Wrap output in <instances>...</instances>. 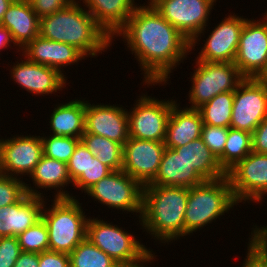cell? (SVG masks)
<instances>
[{
    "label": "cell",
    "instance_id": "cell-1",
    "mask_svg": "<svg viewBox=\"0 0 267 267\" xmlns=\"http://www.w3.org/2000/svg\"><path fill=\"white\" fill-rule=\"evenodd\" d=\"M147 3L136 8L114 37L127 42L140 64L143 85L149 87L168 82L172 70L190 54V41Z\"/></svg>",
    "mask_w": 267,
    "mask_h": 267
},
{
    "label": "cell",
    "instance_id": "cell-2",
    "mask_svg": "<svg viewBox=\"0 0 267 267\" xmlns=\"http://www.w3.org/2000/svg\"><path fill=\"white\" fill-rule=\"evenodd\" d=\"M74 1L62 10L40 19L39 35L74 46L85 57H96L112 46V39L91 14Z\"/></svg>",
    "mask_w": 267,
    "mask_h": 267
},
{
    "label": "cell",
    "instance_id": "cell-3",
    "mask_svg": "<svg viewBox=\"0 0 267 267\" xmlns=\"http://www.w3.org/2000/svg\"><path fill=\"white\" fill-rule=\"evenodd\" d=\"M188 193L187 187L143 186L139 220L142 229L165 244L184 237Z\"/></svg>",
    "mask_w": 267,
    "mask_h": 267
},
{
    "label": "cell",
    "instance_id": "cell-4",
    "mask_svg": "<svg viewBox=\"0 0 267 267\" xmlns=\"http://www.w3.org/2000/svg\"><path fill=\"white\" fill-rule=\"evenodd\" d=\"M235 205L231 183L227 176L207 180L189 188L187 208L184 216L185 236L201 230L222 216ZM202 227V228H201Z\"/></svg>",
    "mask_w": 267,
    "mask_h": 267
},
{
    "label": "cell",
    "instance_id": "cell-5",
    "mask_svg": "<svg viewBox=\"0 0 267 267\" xmlns=\"http://www.w3.org/2000/svg\"><path fill=\"white\" fill-rule=\"evenodd\" d=\"M52 201L48 208L44 203L41 214L48 228L49 250L70 254L86 238L88 217L75 198Z\"/></svg>",
    "mask_w": 267,
    "mask_h": 267
},
{
    "label": "cell",
    "instance_id": "cell-6",
    "mask_svg": "<svg viewBox=\"0 0 267 267\" xmlns=\"http://www.w3.org/2000/svg\"><path fill=\"white\" fill-rule=\"evenodd\" d=\"M195 70L191 75L192 86L188 98L189 109H198L217 94L235 91L245 79L234 62H206L195 60Z\"/></svg>",
    "mask_w": 267,
    "mask_h": 267
},
{
    "label": "cell",
    "instance_id": "cell-7",
    "mask_svg": "<svg viewBox=\"0 0 267 267\" xmlns=\"http://www.w3.org/2000/svg\"><path fill=\"white\" fill-rule=\"evenodd\" d=\"M148 2L190 41V51H192L206 30L216 0H148Z\"/></svg>",
    "mask_w": 267,
    "mask_h": 267
},
{
    "label": "cell",
    "instance_id": "cell-8",
    "mask_svg": "<svg viewBox=\"0 0 267 267\" xmlns=\"http://www.w3.org/2000/svg\"><path fill=\"white\" fill-rule=\"evenodd\" d=\"M86 237L119 265L139 262L151 251L131 231L97 217L88 218Z\"/></svg>",
    "mask_w": 267,
    "mask_h": 267
},
{
    "label": "cell",
    "instance_id": "cell-9",
    "mask_svg": "<svg viewBox=\"0 0 267 267\" xmlns=\"http://www.w3.org/2000/svg\"><path fill=\"white\" fill-rule=\"evenodd\" d=\"M143 186L123 170L112 171L90 187L86 193L108 208L134 212L141 217Z\"/></svg>",
    "mask_w": 267,
    "mask_h": 267
},
{
    "label": "cell",
    "instance_id": "cell-10",
    "mask_svg": "<svg viewBox=\"0 0 267 267\" xmlns=\"http://www.w3.org/2000/svg\"><path fill=\"white\" fill-rule=\"evenodd\" d=\"M135 105L127 111L129 136L132 138L164 142L167 123L175 100H159L155 97L138 96Z\"/></svg>",
    "mask_w": 267,
    "mask_h": 267
},
{
    "label": "cell",
    "instance_id": "cell-11",
    "mask_svg": "<svg viewBox=\"0 0 267 267\" xmlns=\"http://www.w3.org/2000/svg\"><path fill=\"white\" fill-rule=\"evenodd\" d=\"M267 118V83L245 78L234 91L230 128L253 131Z\"/></svg>",
    "mask_w": 267,
    "mask_h": 267
},
{
    "label": "cell",
    "instance_id": "cell-12",
    "mask_svg": "<svg viewBox=\"0 0 267 267\" xmlns=\"http://www.w3.org/2000/svg\"><path fill=\"white\" fill-rule=\"evenodd\" d=\"M262 16L247 18L240 34L234 63L245 78H258L267 67V11Z\"/></svg>",
    "mask_w": 267,
    "mask_h": 267
},
{
    "label": "cell",
    "instance_id": "cell-13",
    "mask_svg": "<svg viewBox=\"0 0 267 267\" xmlns=\"http://www.w3.org/2000/svg\"><path fill=\"white\" fill-rule=\"evenodd\" d=\"M237 203H260L267 195V154L250 152L227 172Z\"/></svg>",
    "mask_w": 267,
    "mask_h": 267
},
{
    "label": "cell",
    "instance_id": "cell-14",
    "mask_svg": "<svg viewBox=\"0 0 267 267\" xmlns=\"http://www.w3.org/2000/svg\"><path fill=\"white\" fill-rule=\"evenodd\" d=\"M15 136L0 139V173L21 179L29 176L42 158L43 144L41 136Z\"/></svg>",
    "mask_w": 267,
    "mask_h": 267
},
{
    "label": "cell",
    "instance_id": "cell-15",
    "mask_svg": "<svg viewBox=\"0 0 267 267\" xmlns=\"http://www.w3.org/2000/svg\"><path fill=\"white\" fill-rule=\"evenodd\" d=\"M166 146L164 142L130 137L123 145L122 170L142 186L155 177Z\"/></svg>",
    "mask_w": 267,
    "mask_h": 267
},
{
    "label": "cell",
    "instance_id": "cell-16",
    "mask_svg": "<svg viewBox=\"0 0 267 267\" xmlns=\"http://www.w3.org/2000/svg\"><path fill=\"white\" fill-rule=\"evenodd\" d=\"M246 19L235 13L222 19L211 31L195 59L206 62H234Z\"/></svg>",
    "mask_w": 267,
    "mask_h": 267
},
{
    "label": "cell",
    "instance_id": "cell-17",
    "mask_svg": "<svg viewBox=\"0 0 267 267\" xmlns=\"http://www.w3.org/2000/svg\"><path fill=\"white\" fill-rule=\"evenodd\" d=\"M113 105L86 101L85 133L100 135L124 145L129 136L127 110Z\"/></svg>",
    "mask_w": 267,
    "mask_h": 267
},
{
    "label": "cell",
    "instance_id": "cell-18",
    "mask_svg": "<svg viewBox=\"0 0 267 267\" xmlns=\"http://www.w3.org/2000/svg\"><path fill=\"white\" fill-rule=\"evenodd\" d=\"M10 70L13 81L20 87L36 95L55 94V92L64 89L67 77L63 72L55 68L29 61L26 57L21 59L20 63L12 65Z\"/></svg>",
    "mask_w": 267,
    "mask_h": 267
},
{
    "label": "cell",
    "instance_id": "cell-19",
    "mask_svg": "<svg viewBox=\"0 0 267 267\" xmlns=\"http://www.w3.org/2000/svg\"><path fill=\"white\" fill-rule=\"evenodd\" d=\"M44 196L26 193L13 205L0 207V237L19 236L41 219Z\"/></svg>",
    "mask_w": 267,
    "mask_h": 267
},
{
    "label": "cell",
    "instance_id": "cell-20",
    "mask_svg": "<svg viewBox=\"0 0 267 267\" xmlns=\"http://www.w3.org/2000/svg\"><path fill=\"white\" fill-rule=\"evenodd\" d=\"M21 51L22 56L24 55L29 61L55 68L60 72H62V68L85 59V56L74 46L49 40L40 35Z\"/></svg>",
    "mask_w": 267,
    "mask_h": 267
},
{
    "label": "cell",
    "instance_id": "cell-21",
    "mask_svg": "<svg viewBox=\"0 0 267 267\" xmlns=\"http://www.w3.org/2000/svg\"><path fill=\"white\" fill-rule=\"evenodd\" d=\"M29 177H32L33 185H35L34 189V186L32 188L31 184L25 183V191L30 195L44 196L42 195L43 192L41 193L40 190H36L37 187V189L40 188L44 190L45 188V190L47 189L50 191L54 188L57 193L54 196L55 198H76L75 196H71L67 190H62L67 185L73 184L68 173L67 163L65 162L51 159L43 155Z\"/></svg>",
    "mask_w": 267,
    "mask_h": 267
},
{
    "label": "cell",
    "instance_id": "cell-22",
    "mask_svg": "<svg viewBox=\"0 0 267 267\" xmlns=\"http://www.w3.org/2000/svg\"><path fill=\"white\" fill-rule=\"evenodd\" d=\"M12 35L17 52L39 35L40 18L33 11L29 0H14L0 24ZM20 49V50H19Z\"/></svg>",
    "mask_w": 267,
    "mask_h": 267
},
{
    "label": "cell",
    "instance_id": "cell-23",
    "mask_svg": "<svg viewBox=\"0 0 267 267\" xmlns=\"http://www.w3.org/2000/svg\"><path fill=\"white\" fill-rule=\"evenodd\" d=\"M205 181L181 155L166 147L156 177L147 185L191 188Z\"/></svg>",
    "mask_w": 267,
    "mask_h": 267
},
{
    "label": "cell",
    "instance_id": "cell-24",
    "mask_svg": "<svg viewBox=\"0 0 267 267\" xmlns=\"http://www.w3.org/2000/svg\"><path fill=\"white\" fill-rule=\"evenodd\" d=\"M179 106V103L172 106L164 141L165 146L172 149L199 139L203 126L201 114L197 109H181Z\"/></svg>",
    "mask_w": 267,
    "mask_h": 267
},
{
    "label": "cell",
    "instance_id": "cell-25",
    "mask_svg": "<svg viewBox=\"0 0 267 267\" xmlns=\"http://www.w3.org/2000/svg\"><path fill=\"white\" fill-rule=\"evenodd\" d=\"M81 1V0H80ZM83 7L113 39L138 5L134 0H82Z\"/></svg>",
    "mask_w": 267,
    "mask_h": 267
},
{
    "label": "cell",
    "instance_id": "cell-26",
    "mask_svg": "<svg viewBox=\"0 0 267 267\" xmlns=\"http://www.w3.org/2000/svg\"><path fill=\"white\" fill-rule=\"evenodd\" d=\"M56 106L49 121L52 135L80 139L85 133L86 101L73 99Z\"/></svg>",
    "mask_w": 267,
    "mask_h": 267
},
{
    "label": "cell",
    "instance_id": "cell-27",
    "mask_svg": "<svg viewBox=\"0 0 267 267\" xmlns=\"http://www.w3.org/2000/svg\"><path fill=\"white\" fill-rule=\"evenodd\" d=\"M181 155L206 181L216 180L227 173L220 166L218 159L204 144L201 138L193 140L182 147L173 148Z\"/></svg>",
    "mask_w": 267,
    "mask_h": 267
},
{
    "label": "cell",
    "instance_id": "cell-28",
    "mask_svg": "<svg viewBox=\"0 0 267 267\" xmlns=\"http://www.w3.org/2000/svg\"><path fill=\"white\" fill-rule=\"evenodd\" d=\"M84 146L94 157L112 171L122 170L123 145L100 135L84 133L80 138Z\"/></svg>",
    "mask_w": 267,
    "mask_h": 267
},
{
    "label": "cell",
    "instance_id": "cell-29",
    "mask_svg": "<svg viewBox=\"0 0 267 267\" xmlns=\"http://www.w3.org/2000/svg\"><path fill=\"white\" fill-rule=\"evenodd\" d=\"M250 152H252V134L229 127L223 154L218 158V162L227 173Z\"/></svg>",
    "mask_w": 267,
    "mask_h": 267
},
{
    "label": "cell",
    "instance_id": "cell-30",
    "mask_svg": "<svg viewBox=\"0 0 267 267\" xmlns=\"http://www.w3.org/2000/svg\"><path fill=\"white\" fill-rule=\"evenodd\" d=\"M234 91L217 94L199 107L203 124L229 128L232 118Z\"/></svg>",
    "mask_w": 267,
    "mask_h": 267
},
{
    "label": "cell",
    "instance_id": "cell-31",
    "mask_svg": "<svg viewBox=\"0 0 267 267\" xmlns=\"http://www.w3.org/2000/svg\"><path fill=\"white\" fill-rule=\"evenodd\" d=\"M70 267H118L105 252L95 246L87 237L69 254Z\"/></svg>",
    "mask_w": 267,
    "mask_h": 267
},
{
    "label": "cell",
    "instance_id": "cell-32",
    "mask_svg": "<svg viewBox=\"0 0 267 267\" xmlns=\"http://www.w3.org/2000/svg\"><path fill=\"white\" fill-rule=\"evenodd\" d=\"M254 227L247 245V258L241 267H267V225Z\"/></svg>",
    "mask_w": 267,
    "mask_h": 267
},
{
    "label": "cell",
    "instance_id": "cell-33",
    "mask_svg": "<svg viewBox=\"0 0 267 267\" xmlns=\"http://www.w3.org/2000/svg\"><path fill=\"white\" fill-rule=\"evenodd\" d=\"M17 238L22 252L40 254L49 250L48 228L42 218Z\"/></svg>",
    "mask_w": 267,
    "mask_h": 267
},
{
    "label": "cell",
    "instance_id": "cell-34",
    "mask_svg": "<svg viewBox=\"0 0 267 267\" xmlns=\"http://www.w3.org/2000/svg\"><path fill=\"white\" fill-rule=\"evenodd\" d=\"M43 144V155L48 158L56 159L68 163L76 146L80 142L79 138L54 136H41Z\"/></svg>",
    "mask_w": 267,
    "mask_h": 267
},
{
    "label": "cell",
    "instance_id": "cell-35",
    "mask_svg": "<svg viewBox=\"0 0 267 267\" xmlns=\"http://www.w3.org/2000/svg\"><path fill=\"white\" fill-rule=\"evenodd\" d=\"M112 170L101 163L97 157L88 155L86 172H83L74 182L73 187L79 188L84 193L98 181L110 174Z\"/></svg>",
    "mask_w": 267,
    "mask_h": 267
},
{
    "label": "cell",
    "instance_id": "cell-36",
    "mask_svg": "<svg viewBox=\"0 0 267 267\" xmlns=\"http://www.w3.org/2000/svg\"><path fill=\"white\" fill-rule=\"evenodd\" d=\"M25 194V181L0 173V207L15 204Z\"/></svg>",
    "mask_w": 267,
    "mask_h": 267
},
{
    "label": "cell",
    "instance_id": "cell-37",
    "mask_svg": "<svg viewBox=\"0 0 267 267\" xmlns=\"http://www.w3.org/2000/svg\"><path fill=\"white\" fill-rule=\"evenodd\" d=\"M229 128L203 124L201 139L218 159L222 154L227 141Z\"/></svg>",
    "mask_w": 267,
    "mask_h": 267
},
{
    "label": "cell",
    "instance_id": "cell-38",
    "mask_svg": "<svg viewBox=\"0 0 267 267\" xmlns=\"http://www.w3.org/2000/svg\"><path fill=\"white\" fill-rule=\"evenodd\" d=\"M88 155H92V153L80 141L67 163L68 173L72 182H74L83 172H86Z\"/></svg>",
    "mask_w": 267,
    "mask_h": 267
},
{
    "label": "cell",
    "instance_id": "cell-39",
    "mask_svg": "<svg viewBox=\"0 0 267 267\" xmlns=\"http://www.w3.org/2000/svg\"><path fill=\"white\" fill-rule=\"evenodd\" d=\"M21 252L17 237H0V267H13Z\"/></svg>",
    "mask_w": 267,
    "mask_h": 267
},
{
    "label": "cell",
    "instance_id": "cell-40",
    "mask_svg": "<svg viewBox=\"0 0 267 267\" xmlns=\"http://www.w3.org/2000/svg\"><path fill=\"white\" fill-rule=\"evenodd\" d=\"M74 1L75 0H29L33 11L40 19L62 10Z\"/></svg>",
    "mask_w": 267,
    "mask_h": 267
},
{
    "label": "cell",
    "instance_id": "cell-41",
    "mask_svg": "<svg viewBox=\"0 0 267 267\" xmlns=\"http://www.w3.org/2000/svg\"><path fill=\"white\" fill-rule=\"evenodd\" d=\"M39 267H70L69 254L45 251L39 254Z\"/></svg>",
    "mask_w": 267,
    "mask_h": 267
},
{
    "label": "cell",
    "instance_id": "cell-42",
    "mask_svg": "<svg viewBox=\"0 0 267 267\" xmlns=\"http://www.w3.org/2000/svg\"><path fill=\"white\" fill-rule=\"evenodd\" d=\"M252 152L267 154V118L252 133Z\"/></svg>",
    "mask_w": 267,
    "mask_h": 267
},
{
    "label": "cell",
    "instance_id": "cell-43",
    "mask_svg": "<svg viewBox=\"0 0 267 267\" xmlns=\"http://www.w3.org/2000/svg\"><path fill=\"white\" fill-rule=\"evenodd\" d=\"M13 267H39V253L21 252Z\"/></svg>",
    "mask_w": 267,
    "mask_h": 267
},
{
    "label": "cell",
    "instance_id": "cell-44",
    "mask_svg": "<svg viewBox=\"0 0 267 267\" xmlns=\"http://www.w3.org/2000/svg\"><path fill=\"white\" fill-rule=\"evenodd\" d=\"M11 42L14 44L13 46L16 45L12 38L11 32L7 28L0 25V51L1 49L12 46Z\"/></svg>",
    "mask_w": 267,
    "mask_h": 267
},
{
    "label": "cell",
    "instance_id": "cell-45",
    "mask_svg": "<svg viewBox=\"0 0 267 267\" xmlns=\"http://www.w3.org/2000/svg\"><path fill=\"white\" fill-rule=\"evenodd\" d=\"M153 251L151 250L144 258H142L139 262H135L132 264H124V265H119L118 267H145L144 263L146 265L147 262L152 263L153 259L155 258V254L152 253ZM152 261V262H151Z\"/></svg>",
    "mask_w": 267,
    "mask_h": 267
},
{
    "label": "cell",
    "instance_id": "cell-46",
    "mask_svg": "<svg viewBox=\"0 0 267 267\" xmlns=\"http://www.w3.org/2000/svg\"><path fill=\"white\" fill-rule=\"evenodd\" d=\"M13 1L14 0H0V24L4 18L5 12L8 10Z\"/></svg>",
    "mask_w": 267,
    "mask_h": 267
},
{
    "label": "cell",
    "instance_id": "cell-47",
    "mask_svg": "<svg viewBox=\"0 0 267 267\" xmlns=\"http://www.w3.org/2000/svg\"><path fill=\"white\" fill-rule=\"evenodd\" d=\"M258 79L267 83V67L264 70V72L258 77Z\"/></svg>",
    "mask_w": 267,
    "mask_h": 267
}]
</instances>
